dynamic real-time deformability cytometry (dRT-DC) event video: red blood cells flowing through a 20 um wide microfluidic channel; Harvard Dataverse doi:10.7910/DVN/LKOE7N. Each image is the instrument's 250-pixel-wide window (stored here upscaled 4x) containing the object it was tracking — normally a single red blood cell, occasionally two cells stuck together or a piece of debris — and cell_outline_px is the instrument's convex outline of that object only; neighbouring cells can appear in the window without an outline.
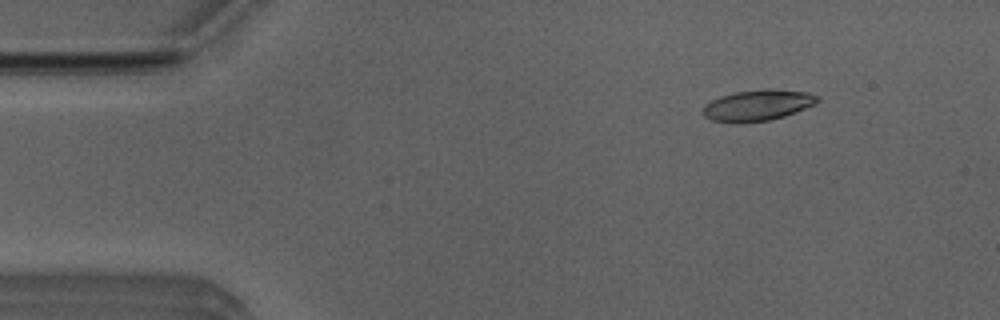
{"species": "Egyptian fruit bat (a non-hibernating species)", "species_latin": "Rousettus aegyptiacus", "temperature_condition": "room temperature", "stored_images_in_passage": 51, "camera_frame_rate_fps": 3000, "um_per_image_px": 0.085, "animal": {"sex": "male"}, "frame": {"image": 1, "passage_image": 6, "time_ms": 1.667, "image_size_px": [1000, 320], "cell_outline_px": [[820, 100], [816, 104], [784, 116], [768, 120], [736, 124], [712, 120], [704, 116], [700, 112], [704, 104], [720, 96], [736, 92], [764, 88], [768, 88], [808, 92], [820, 96]], "centroid_in_image_um": [64.38, 8.95], "position_along_channel_um": 20.6, "area_um2": 21.04}}
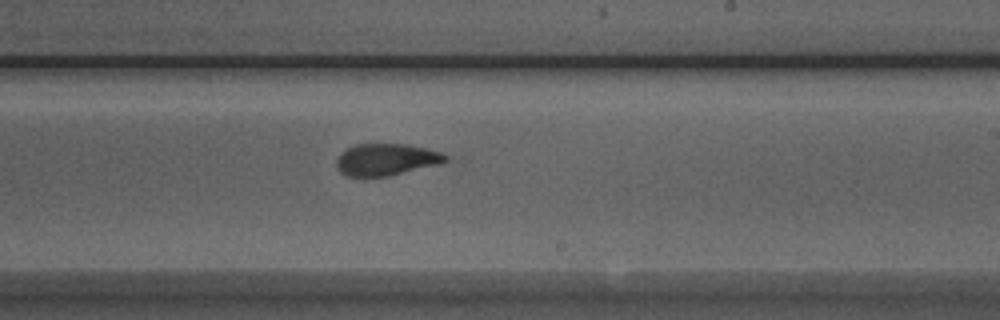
{"frame": {"image": 2, "passage_image": 30, "time_ms": 9.667, "image_size_px": [1000, 320], "cell_outline_px": [[448, 160], [440, 164], [388, 176], [348, 176], [340, 172], [336, 168], [336, 160], [340, 152], [344, 148], [356, 144], [408, 144], [428, 148], [440, 152], [448, 156]], "centroid_in_image_um": [32.81, 13.55], "position_along_channel_um": 256.2, "area_um2": 20.46}}
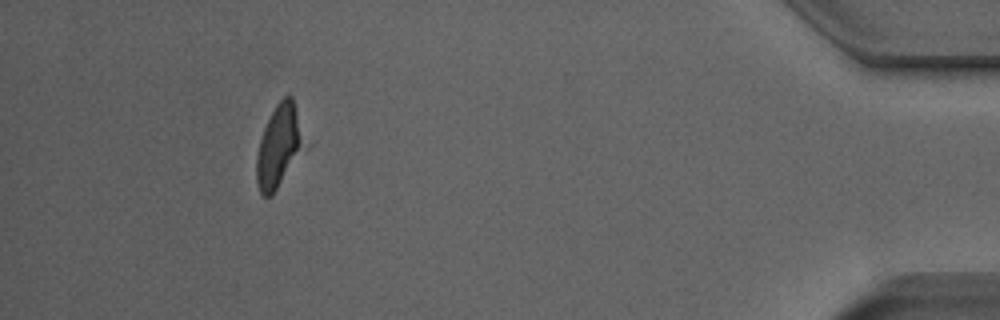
{"frame": {"image": 3, "passage_image": 47, "time_ms": 15.333, "image_size_px": [1000, 320], "cell_outline_px": [[296, 148], [272, 196], [264, 196], [260, 192], [256, 180], [256, 156], [260, 140], [264, 128], [276, 104], [284, 96], [292, 96], [296, 120]], "centroid_in_image_um": [23.48, 12.43], "position_along_channel_um": 411.7, "area_um2": 19.48}, "authors_computed_cell_mechanics": {"area_um2": 21.1548, "velocity_mm_per_s": 3.9246, "shape_relaxation_time_tau1_ms": null, "shape_relaxation_time_tau2_ms": 1.2852, "deformation_change_tau1": null, "deformation_change_tau2": 0.0881}}